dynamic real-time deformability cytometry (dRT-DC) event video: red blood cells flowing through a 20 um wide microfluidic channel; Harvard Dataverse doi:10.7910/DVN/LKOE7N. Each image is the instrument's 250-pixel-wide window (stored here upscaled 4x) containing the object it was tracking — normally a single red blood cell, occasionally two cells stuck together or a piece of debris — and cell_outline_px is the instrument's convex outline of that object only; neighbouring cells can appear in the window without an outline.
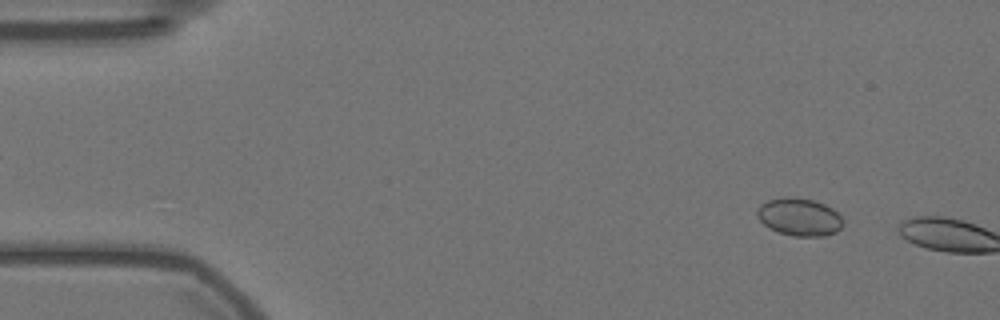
{"species": "Egyptian fruit bat (a non-hibernating species)", "species_latin": "Rousettus aegyptiacus", "temperature_condition": "warm", "stored_images_in_passage": 7, "camera_frame_rate_fps": 3000, "um_per_image_px": 0.085, "animal": {"sex": "female"}, "frame": {"image": 1, "passage_image": 5, "time_ms": 1.333, "image_size_px": [1000, 320], "cell_outline_px": [[840, 228], [836, 232], [824, 236], [792, 236], [768, 228], [756, 216], [756, 212], [760, 204], [768, 200], [788, 196], [796, 196], [812, 200], [824, 204], [832, 208], [840, 216]], "centroid_in_image_um": [67.89, 18.43], "position_along_channel_um": 17.1, "area_um2": 18.79}}